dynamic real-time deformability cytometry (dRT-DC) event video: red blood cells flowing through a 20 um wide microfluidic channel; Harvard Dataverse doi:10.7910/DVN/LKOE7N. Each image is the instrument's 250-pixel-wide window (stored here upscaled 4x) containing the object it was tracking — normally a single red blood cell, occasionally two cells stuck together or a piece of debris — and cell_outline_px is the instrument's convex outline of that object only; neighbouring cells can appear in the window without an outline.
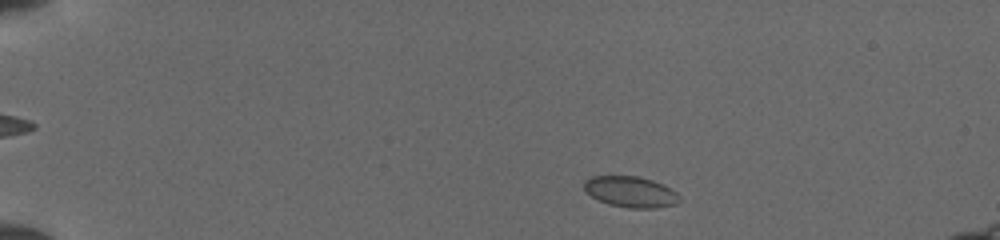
{"species": "common noctule bat (a hibernating species)", "species_latin": "Nyctalus noctula", "temperature_condition": "cold", "stored_images_in_passage": 44, "camera_frame_rate_fps": 3000, "um_per_image_px": 0.085, "animal": {"sex": "female", "body_mass_g": 19.5, "forearm_length_mm": 54.1}, "frame": {"image": 1, "passage_image": 4, "time_ms": 1.0, "image_size_px": [1000, 240], "cell_outline_px": [[680, 200], [676, 204], [656, 208], [628, 208], [608, 204], [584, 192], [584, 180], [592, 176], [636, 176], [652, 180], [664, 184], [676, 192], [680, 196]], "centroid_in_image_um": [53.6, 16.3], "position_along_channel_um": 31.4, "area_um2": 17.28}}
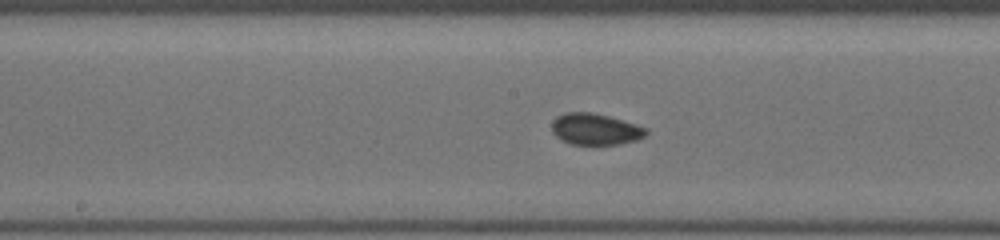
{"frame": {"image": 2, "passage_image": 22, "time_ms": 7.0, "image_size_px": [1000, 240], "cell_outline_px": [[648, 132], [644, 136], [636, 140], [620, 144], [568, 144], [560, 140], [552, 132], [552, 120], [556, 116], [564, 112], [592, 112], [608, 116], [636, 124], [648, 128]], "centroid_in_image_um": [50.57, 10.97], "position_along_channel_um": 197.6, "area_um2": 17.4}}
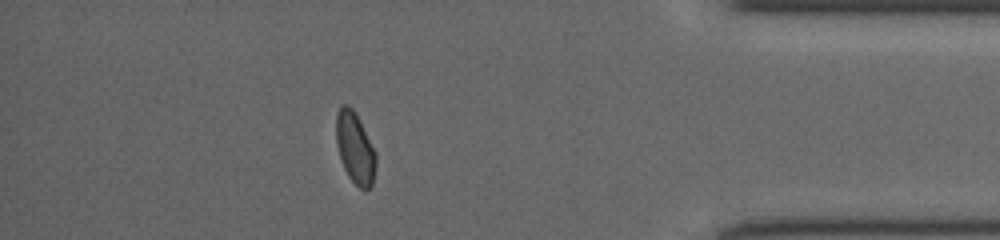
{"frame": {"image": 3, "passage_image": 39, "time_ms": 12.667, "image_size_px": [1000, 240], "cell_outline_px": [[376, 164], [372, 184], [368, 188], [360, 188], [348, 176], [344, 168], [336, 144], [336, 116], [340, 108], [344, 104], [348, 104], [352, 108], [376, 152]], "centroid_in_image_um": [30.17, 12.58], "position_along_channel_um": 405.0, "area_um2": 16.13}}